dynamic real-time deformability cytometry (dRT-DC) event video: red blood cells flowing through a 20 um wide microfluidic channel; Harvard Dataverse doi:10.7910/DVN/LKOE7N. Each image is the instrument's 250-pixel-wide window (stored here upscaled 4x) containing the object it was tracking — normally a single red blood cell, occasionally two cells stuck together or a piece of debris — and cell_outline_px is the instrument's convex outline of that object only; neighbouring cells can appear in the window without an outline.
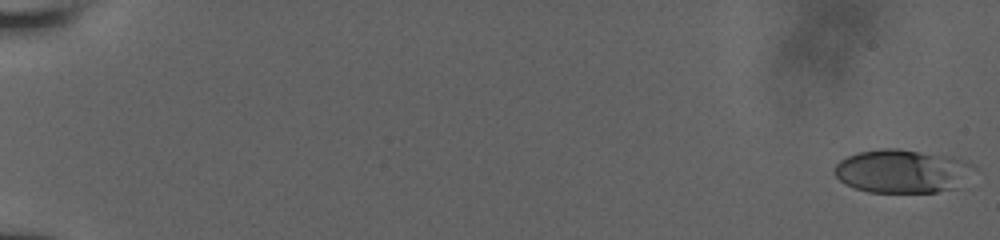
{"species": "human", "species_latin": "Homo sapiens", "temperature_condition": "room temperature", "stored_images_in_passage": 56, "camera_frame_rate_fps": 3000, "um_per_image_px": 0.085, "donor": {"sex": "male"}, "frame": {"image": 1, "passage_image": 1, "time_ms": 0.0, "image_size_px": [1000, 240], "cell_outline_px": [[976, 168], [956, 188], [936, 192], [868, 192], [844, 184], [832, 172], [836, 164], [840, 160], [848, 156], [860, 152], [880, 148], [896, 148], [956, 156], [968, 160], [976, 164]], "centroid_in_image_um": [76.73, 14.53], "position_along_channel_um": 8.3, "area_um2": 35.78}}
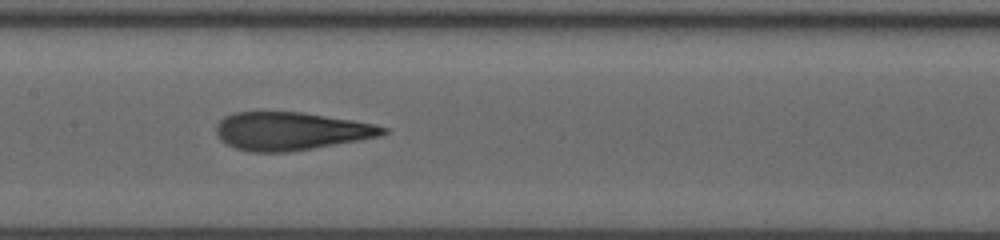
{"frame": {"image": 2, "passage_image": 31, "time_ms": 10.0, "image_size_px": [1000, 240], "cell_outline_px": [[388, 132], [380, 136], [360, 140], [288, 152], [252, 152], [236, 148], [220, 140], [216, 132], [216, 124], [224, 116], [236, 112], [304, 112], [376, 124], [388, 128]], "centroid_in_image_um": [24.73, 11.14], "position_along_channel_um": 182.7, "area_um2": 36.93}}
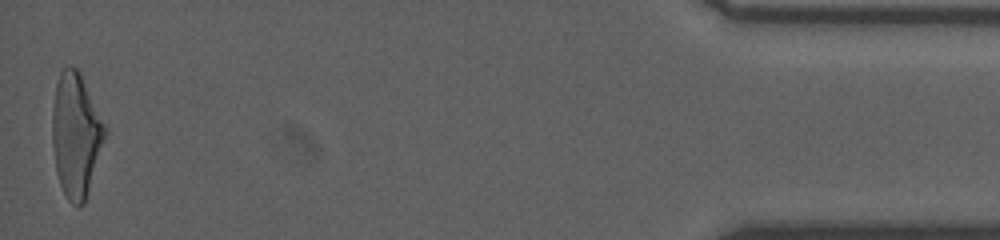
{"frame": {"image": 3, "passage_image": 56, "time_ms": 18.333, "image_size_px": [1000, 240], "cell_outline_px": [[108, 132], [84, 204], [80, 208], [76, 208], [68, 200], [60, 184], [56, 172], [52, 144], [52, 108], [56, 84], [60, 72], [68, 64], [76, 68], [80, 72]], "centroid_in_image_um": [6.45, 11.5], "position_along_channel_um": 428.8, "area_um2": 38.26}, "authors_computed_cell_mechanics": {"area_um2": 36.7897, "velocity_mm_per_s": 3.9217, "shape_relaxation_time_tau1_ms": 6.1722, "shape_relaxation_time_tau2_ms": 1.2903, "deformation_change_tau1": 0.2208, "deformation_change_tau2": 0.1041}}